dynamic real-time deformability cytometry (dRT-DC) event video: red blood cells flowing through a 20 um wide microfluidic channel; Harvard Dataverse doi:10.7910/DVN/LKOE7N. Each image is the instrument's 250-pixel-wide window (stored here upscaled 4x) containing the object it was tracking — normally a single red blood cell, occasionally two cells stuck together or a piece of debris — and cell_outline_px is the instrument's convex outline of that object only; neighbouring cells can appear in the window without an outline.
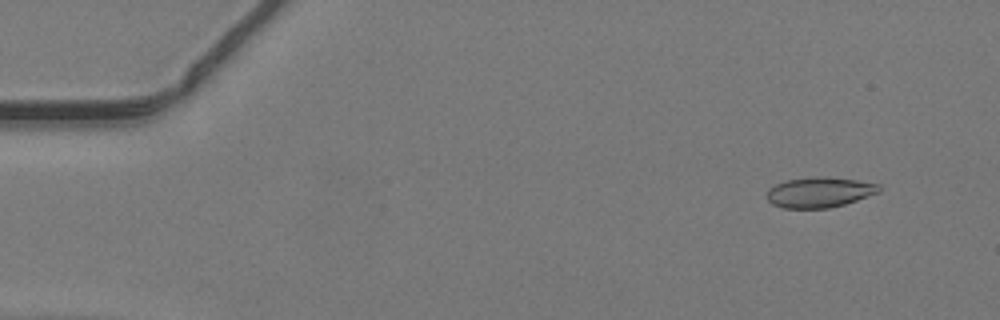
{"species": "common noctule bat (a hibernating species)", "species_latin": "Nyctalus noctula", "temperature_condition": "warm", "stored_images_in_passage": 48, "camera_frame_rate_fps": 3000, "um_per_image_px": 0.085, "animal": {"sex": "male", "body_mass_g": 19.2, "forearm_length_mm": 51.8}, "frame": {"image": 1, "passage_image": 4, "time_ms": 1.0, "image_size_px": [1000, 320], "cell_outline_px": [[880, 192], [844, 204], [828, 208], [784, 208], [772, 204], [768, 200], [768, 188], [776, 184], [788, 180], [816, 176], [824, 176], [856, 180], [880, 184]], "centroid_in_image_um": [69.66, 16.34], "position_along_channel_um": 15.3, "area_um2": 19.71}}
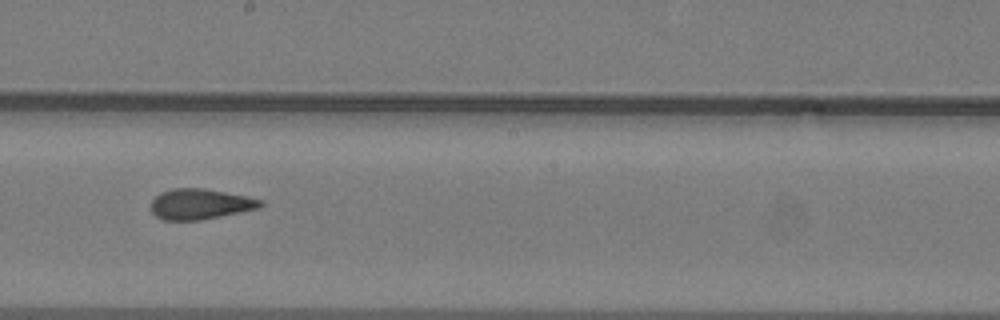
{"frame": {"image": 2, "passage_image": 27, "time_ms": 8.667, "image_size_px": [1000, 320], "cell_outline_px": [[264, 204], [260, 208], [200, 220], [164, 220], [156, 216], [152, 212], [152, 200], [160, 192], [172, 188], [204, 188], [264, 200]], "centroid_in_image_um": [17.01, 17.34], "position_along_channel_um": 231.2, "area_um2": 19.36}}
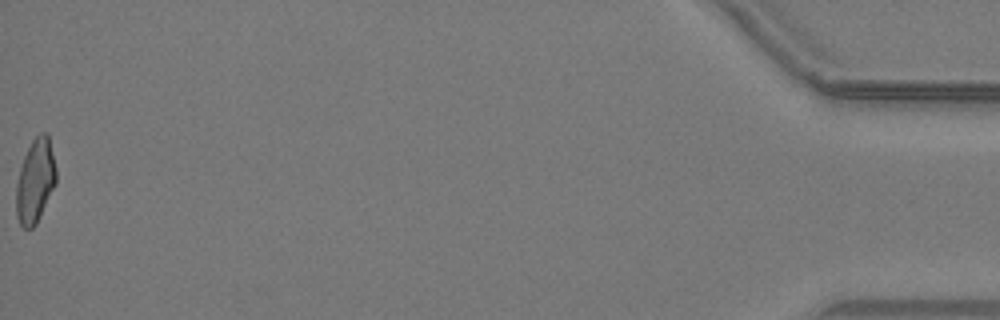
{"frame": {"image": 3, "passage_image": 48, "time_ms": 15.667, "image_size_px": [1000, 320], "cell_outline_px": [[56, 184], [36, 224], [32, 228], [24, 228], [20, 224], [16, 216], [16, 184], [20, 168], [24, 156], [32, 140], [40, 132], [48, 132], [56, 168]], "centroid_in_image_um": [3.0, 15.36], "position_along_channel_um": 432.2, "area_um2": 19.59}}